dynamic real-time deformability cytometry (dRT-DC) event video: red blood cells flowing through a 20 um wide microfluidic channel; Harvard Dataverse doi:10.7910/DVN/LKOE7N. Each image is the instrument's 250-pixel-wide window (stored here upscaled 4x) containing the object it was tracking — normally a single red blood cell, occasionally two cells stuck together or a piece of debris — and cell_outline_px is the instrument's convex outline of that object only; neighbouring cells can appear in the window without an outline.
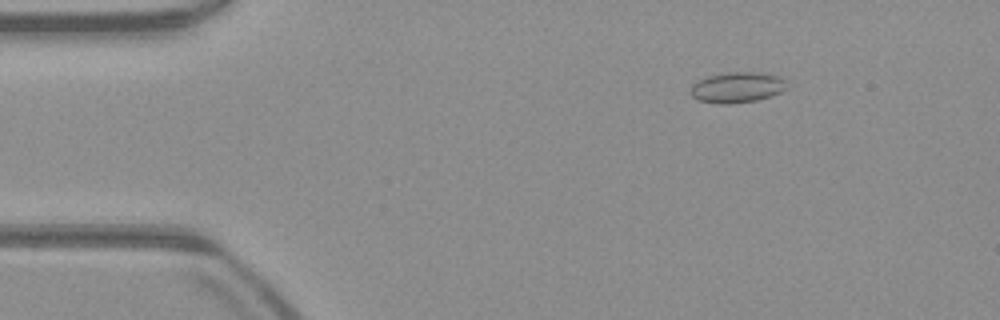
{"species": "common noctule bat (a hibernating species)", "species_latin": "Nyctalus noctula", "temperature_condition": "warm", "stored_images_in_passage": 28, "camera_frame_rate_fps": 3000, "um_per_image_px": 0.085, "animal": {"sex": "male", "body_mass_g": 23.1, "forearm_length_mm": 52.7}, "frame": {"image": 1, "passage_image": 1, "time_ms": 0.0, "image_size_px": [1000, 320], "cell_outline_px": [[788, 88], [780, 92], [756, 100], [728, 104], [720, 104], [700, 100], [692, 96], [688, 92], [692, 84], [708, 76], [728, 72], [760, 72], [780, 76], [784, 80]], "centroid_in_image_um": [62.65, 7.42], "position_along_channel_um": 22.4, "area_um2": 17.11}}
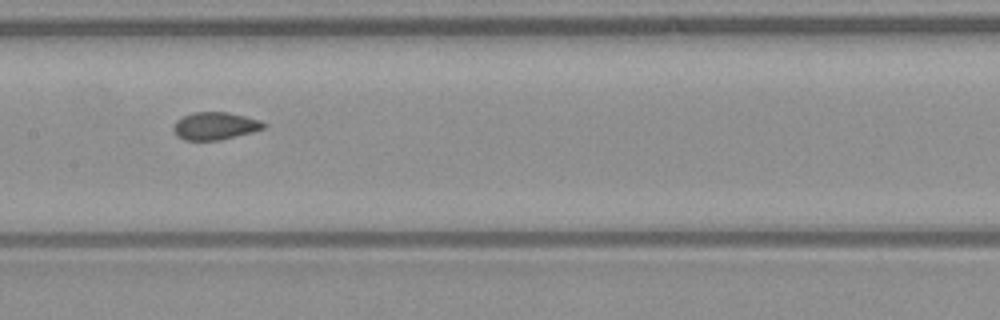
{"frame": {"image": 2, "passage_image": 19, "time_ms": 6.0, "image_size_px": [1000, 320], "cell_outline_px": [[268, 124], [264, 128], [252, 132], [220, 140], [184, 140], [176, 136], [172, 128], [176, 120], [192, 112], [228, 112], [260, 120]], "centroid_in_image_um": [18.26, 10.7], "position_along_channel_um": 189.1, "area_um2": 14.57}}
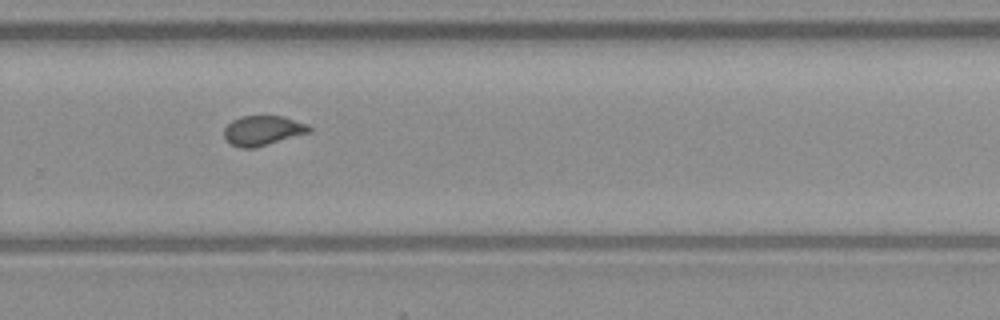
{"frame": {"image": 3, "passage_image": 28, "time_ms": 9.0, "image_size_px": [1000, 320], "cell_outline_px": [[312, 132], [268, 144], [252, 148], [240, 148], [232, 144], [224, 136], [224, 128], [232, 120], [240, 116], [284, 116], [308, 124], [312, 128]], "centroid_in_image_um": [22.37, 11.08], "position_along_channel_um": 307.4, "area_um2": 14.8}}